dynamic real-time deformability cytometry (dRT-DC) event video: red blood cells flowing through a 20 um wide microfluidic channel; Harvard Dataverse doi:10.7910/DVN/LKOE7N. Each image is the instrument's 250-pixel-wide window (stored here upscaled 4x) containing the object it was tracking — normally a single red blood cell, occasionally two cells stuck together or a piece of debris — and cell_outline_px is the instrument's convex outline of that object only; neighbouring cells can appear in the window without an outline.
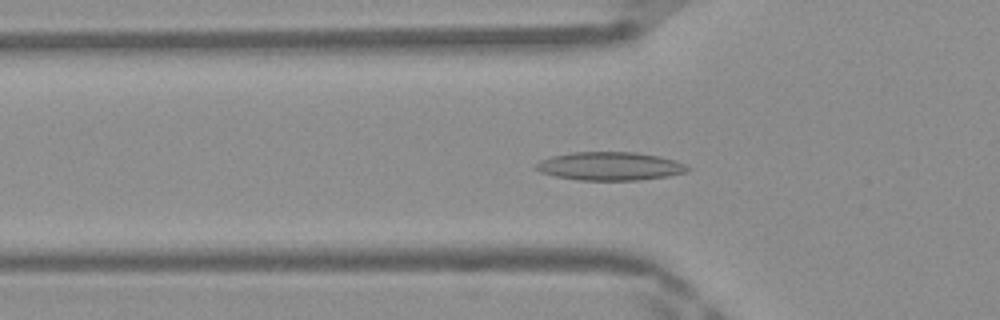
{"species": "Egyptian fruit bat (a non-hibernating species)", "species_latin": "Rousettus aegyptiacus", "temperature_condition": "warm", "stored_images_in_passage": 48, "camera_frame_rate_fps": 3000, "um_per_image_px": 0.085, "frame": {"image": 1, "passage_image": 16, "time_ms": 5.0, "image_size_px": [1000, 320], "cell_outline_px": [[692, 168], [684, 172], [668, 176], [636, 180], [580, 180], [556, 176], [540, 172], [532, 168], [540, 160], [552, 156], [572, 152], [636, 152], [660, 156], [676, 160]], "centroid_in_image_um": [51.83, 14.12], "position_along_channel_um": 74.0, "area_um2": 25.09}}
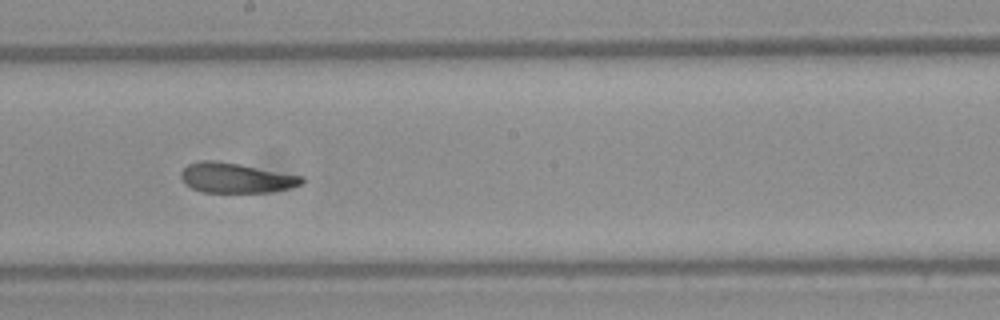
{"frame": {"image": 2, "passage_image": 27, "time_ms": 8.667, "image_size_px": [1000, 320], "cell_outline_px": [[304, 184], [288, 188], [268, 192], [204, 192], [192, 188], [184, 184], [180, 176], [180, 172], [188, 164], [200, 160], [216, 160], [240, 164], [304, 176]], "centroid_in_image_um": [20.05, 15.11], "position_along_channel_um": 228.2, "area_um2": 21.21}}
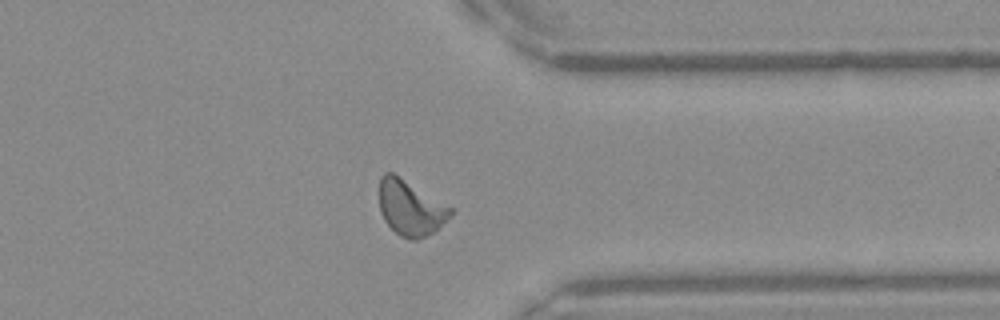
{"frame": {"image": 3, "passage_image": 38, "time_ms": 12.333, "image_size_px": [1000, 320], "cell_outline_px": [[456, 208], [432, 232], [416, 240], [408, 240], [400, 236], [384, 220], [380, 212], [380, 176], [384, 172], [392, 172]], "centroid_in_image_um": [34.88, 17.64], "position_along_channel_um": 376.5, "area_um2": 22.83}, "authors_computed_cell_mechanics": {"area_um2": 22.3108, "velocity_mm_per_s": 4.1768, "shape_relaxation_time_tau1_ms": 9.252, "shape_relaxation_time_tau2_ms": 2.1673, "deformation_change_tau1": 0.2228, "deformation_change_tau2": 0.1018}}